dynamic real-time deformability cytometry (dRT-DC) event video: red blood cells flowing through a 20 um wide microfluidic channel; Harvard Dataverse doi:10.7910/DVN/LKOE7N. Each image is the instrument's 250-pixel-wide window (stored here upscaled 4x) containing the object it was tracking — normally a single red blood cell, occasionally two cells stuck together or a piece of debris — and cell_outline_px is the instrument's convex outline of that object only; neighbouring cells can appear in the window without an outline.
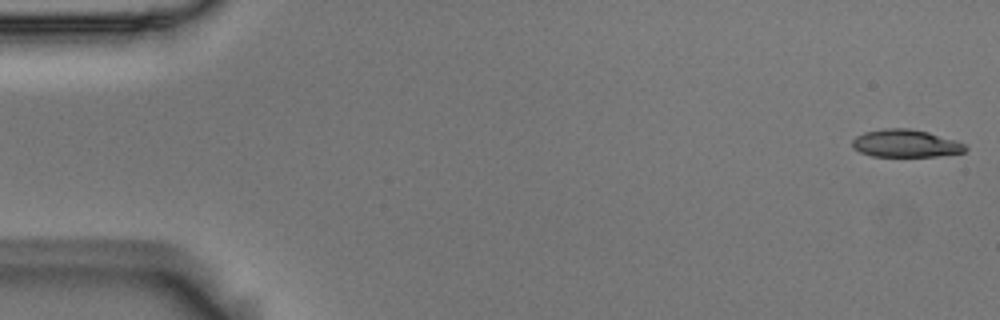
{"species": "Egyptian fruit bat (a non-hibernating species)", "species_latin": "Rousettus aegyptiacus", "temperature_condition": "room temperature", "stored_images_in_passage": 53, "camera_frame_rate_fps": 3000, "um_per_image_px": 0.085, "animal": {"sex": "male"}, "frame": {"image": 1, "passage_image": 1, "time_ms": 0.0, "image_size_px": [1000, 320], "cell_outline_px": [[968, 148], [964, 152], [936, 156], [872, 156], [860, 152], [852, 148], [852, 140], [856, 136], [864, 132], [884, 128], [908, 128], [928, 132], [956, 140], [964, 144]], "centroid_in_image_um": [76.96, 12.18], "position_along_channel_um": 8.0, "area_um2": 18.21}}
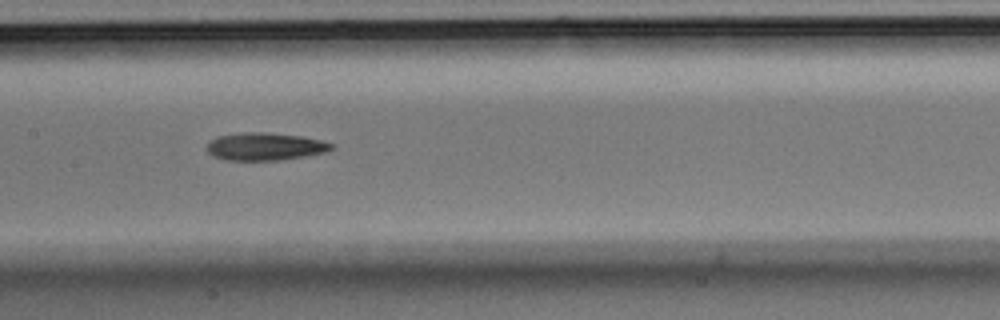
{"frame": {"image": 2, "passage_image": 26, "time_ms": 8.333, "image_size_px": [1000, 320], "cell_outline_px": [[336, 148], [324, 152], [308, 156], [280, 160], [224, 160], [212, 156], [204, 148], [208, 140], [216, 136], [244, 132], [268, 132], [300, 136], [320, 140], [332, 144]], "centroid_in_image_um": [22.46, 12.45], "position_along_channel_um": 184.9, "area_um2": 20.4}}
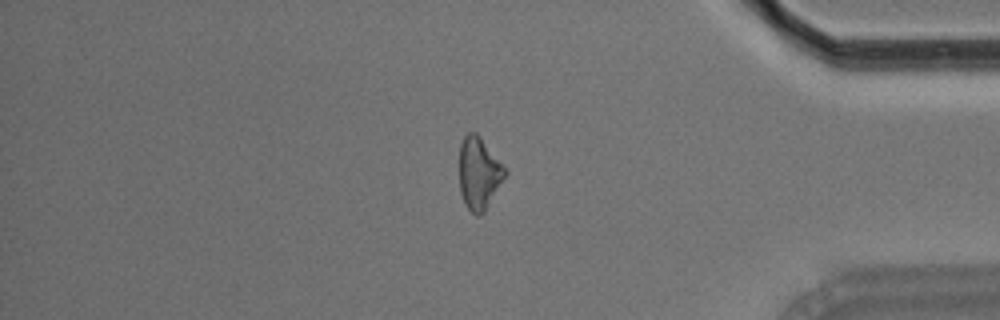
{"frame": {"image": 3, "passage_image": 45, "time_ms": 14.667, "image_size_px": [1000, 320], "cell_outline_px": [[508, 172], [484, 212], [480, 216], [476, 216], [464, 204], [460, 192], [460, 144], [464, 136], [468, 132], [476, 132], [480, 136], [508, 168]], "centroid_in_image_um": [40.73, 14.71], "position_along_channel_um": 394.5, "area_um2": 19.48}, "authors_computed_cell_mechanics": {"area_um2": 19.652, "velocity_mm_per_s": 3.7411, "shape_relaxation_time_tau1_ms": 5.0703, "shape_relaxation_time_tau2_ms": null, "deformation_change_tau1": 0.1313, "deformation_change_tau2": null}}